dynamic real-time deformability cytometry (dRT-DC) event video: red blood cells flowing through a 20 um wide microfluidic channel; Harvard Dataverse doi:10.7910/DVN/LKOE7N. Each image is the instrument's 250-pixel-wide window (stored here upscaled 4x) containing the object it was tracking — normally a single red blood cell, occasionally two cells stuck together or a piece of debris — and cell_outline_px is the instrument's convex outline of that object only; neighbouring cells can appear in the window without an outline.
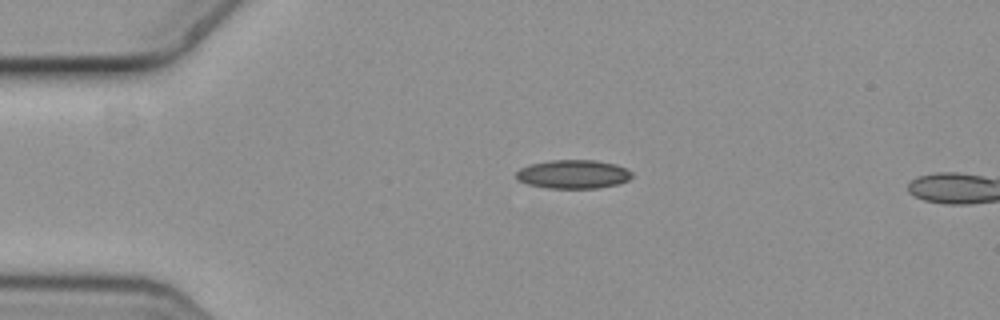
{"species": "common noctule bat (a hibernating species)", "species_latin": "Nyctalus noctula", "temperature_condition": "cold", "stored_images_in_passage": 2, "camera_frame_rate_fps": 3000, "um_per_image_px": 0.085, "animal": {"sex": "female", "body_mass_g": 19.3, "forearm_length_mm": 54.1}, "frame": {"image": 1, "passage_image": 1, "time_ms": 0.0, "image_size_px": [1000, 320], "cell_outline_px": [[632, 176], [628, 180], [616, 184], [596, 188], [548, 188], [528, 184], [520, 180], [516, 176], [516, 172], [520, 168], [528, 164], [552, 160], [596, 160], [616, 164], [632, 172]], "centroid_in_image_um": [48.71, 14.8], "position_along_channel_um": 36.3, "area_um2": 19.25}}